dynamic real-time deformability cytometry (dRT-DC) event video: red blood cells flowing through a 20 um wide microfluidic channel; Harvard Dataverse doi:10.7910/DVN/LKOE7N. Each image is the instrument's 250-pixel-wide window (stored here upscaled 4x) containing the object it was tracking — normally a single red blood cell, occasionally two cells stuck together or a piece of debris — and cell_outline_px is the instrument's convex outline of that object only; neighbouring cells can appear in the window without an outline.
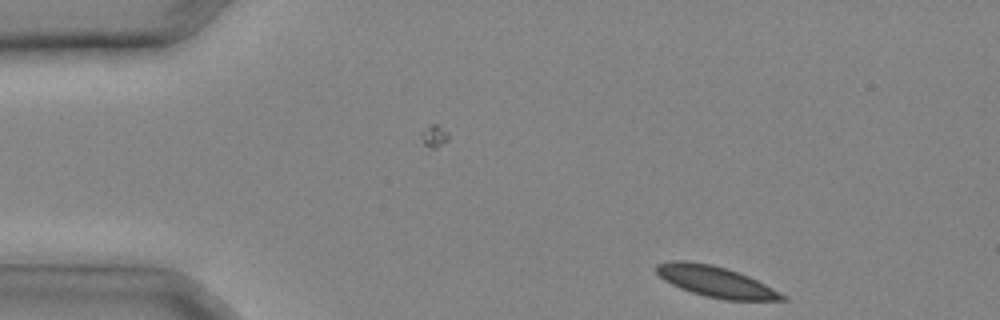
{"species": "common noctule bat (a hibernating species)", "species_latin": "Nyctalus noctula", "temperature_condition": "cold", "stored_images_in_passage": 2, "camera_frame_rate_fps": 3000, "um_per_image_px": 0.085, "animal": {"sex": "male", "body_mass_g": 20.4}, "frame": {"image": 1, "passage_image": 2, "time_ms": 0.333, "image_size_px": [1000, 320], "cell_outline_px": [[788, 300], [724, 300], [704, 296], [680, 288], [664, 280], [656, 272], [656, 264], [672, 260], [688, 260], [712, 264], [728, 268], [748, 276], [788, 296]], "centroid_in_image_um": [60.82, 23.93], "position_along_channel_um": 24.2, "area_um2": 22.72}}